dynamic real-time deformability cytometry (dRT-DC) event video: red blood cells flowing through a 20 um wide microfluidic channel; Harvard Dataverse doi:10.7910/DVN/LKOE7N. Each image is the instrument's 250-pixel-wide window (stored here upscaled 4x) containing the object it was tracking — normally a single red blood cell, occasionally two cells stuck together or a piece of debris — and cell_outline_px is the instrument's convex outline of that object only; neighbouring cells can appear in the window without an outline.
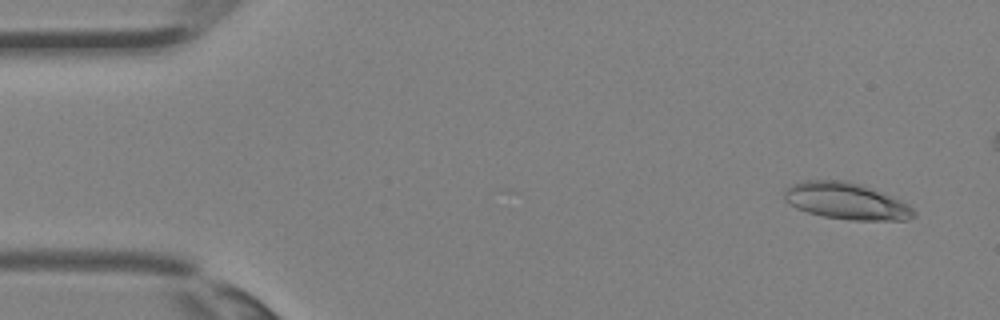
{"species": "Egyptian fruit bat (a non-hibernating species)", "species_latin": "Rousettus aegyptiacus", "temperature_condition": "room temperature", "stored_images_in_passage": 34, "camera_frame_rate_fps": 3000, "um_per_image_px": 0.085, "animal": {"sex": "female"}, "frame": {"image": 1, "passage_image": 3, "time_ms": 0.667, "image_size_px": [1000, 320], "cell_outline_px": [[916, 216], [908, 220], [852, 220], [824, 216], [808, 212], [796, 208], [788, 204], [784, 200], [784, 188], [792, 184], [804, 180], [844, 180], [868, 188], [900, 200], [908, 204], [916, 212]], "centroid_in_image_um": [71.89, 17.1], "position_along_channel_um": 13.1, "area_um2": 27.4}}
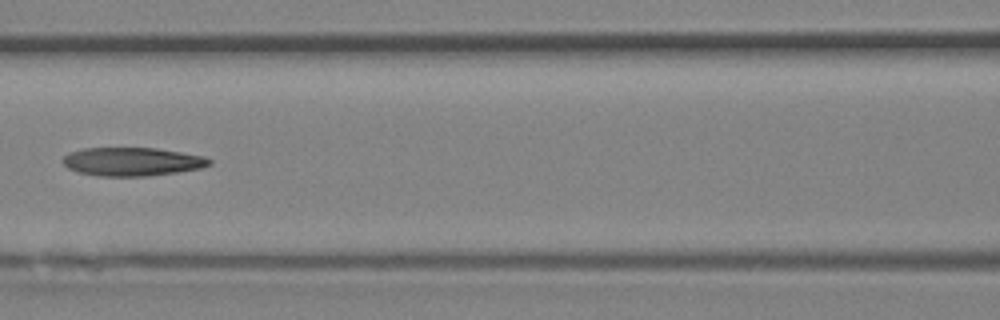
{"frame": {"image": 2, "passage_image": 17, "time_ms": 5.333, "image_size_px": [1000, 320], "cell_outline_px": [[212, 164], [200, 168], [176, 172], [148, 176], [100, 176], [76, 172], [68, 168], [60, 160], [68, 152], [84, 148], [156, 148], [204, 156], [212, 160]], "centroid_in_image_um": [11.2, 13.74], "position_along_channel_um": 155.4, "area_um2": 24.39}}
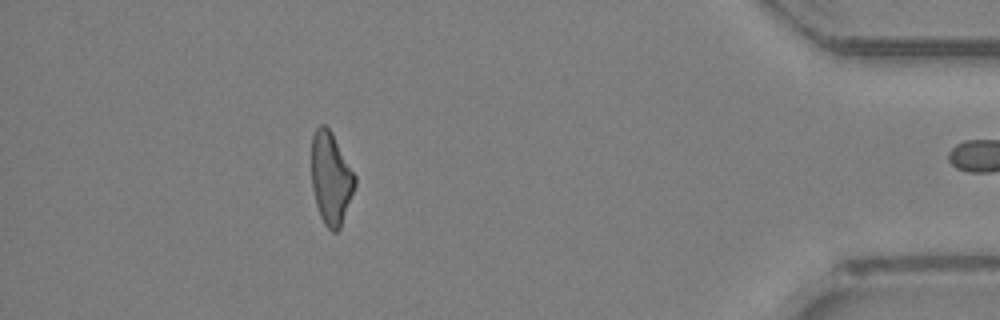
{"frame": {"image": 3, "passage_image": 33, "time_ms": 10.667, "image_size_px": [1000, 320], "cell_outline_px": [[356, 184], [340, 228], [336, 232], [332, 232], [324, 224], [320, 216], [316, 204], [312, 188], [312, 136], [316, 128], [320, 124], [324, 124], [332, 132], [356, 176]], "centroid_in_image_um": [28.13, 15.15], "position_along_channel_um": 407.1, "area_um2": 23.29}}